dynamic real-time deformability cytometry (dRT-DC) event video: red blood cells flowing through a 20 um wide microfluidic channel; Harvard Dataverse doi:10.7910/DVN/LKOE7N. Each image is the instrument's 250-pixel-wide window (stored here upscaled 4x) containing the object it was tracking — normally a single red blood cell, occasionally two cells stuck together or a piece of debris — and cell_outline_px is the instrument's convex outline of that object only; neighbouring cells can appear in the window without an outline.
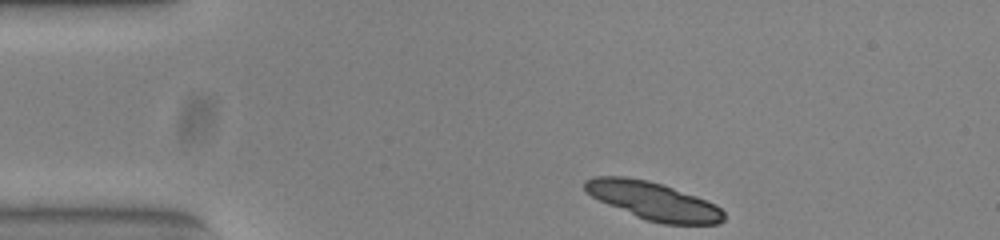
{"species": "common noctule bat (a hibernating species)", "species_latin": "Nyctalus noctula", "temperature_condition": "warm", "stored_images_in_passage": 36, "camera_frame_rate_fps": 3000, "um_per_image_px": 0.085, "animal": {"sex": "female", "body_mass_g": 23.0, "forearm_length_mm": 53.4}, "frame": {"image": 1, "passage_image": 1, "time_ms": 0.0, "image_size_px": [1000, 240], "cell_outline_px": [[724, 220], [720, 224], [664, 224], [648, 220], [636, 216], [608, 204], [592, 196], [584, 188], [584, 180], [592, 176], [624, 176], [648, 180], [664, 184], [696, 196], [716, 204], [724, 212]], "centroid_in_image_um": [55.55, 17.06], "position_along_channel_um": 29.4, "area_um2": 30.58}}
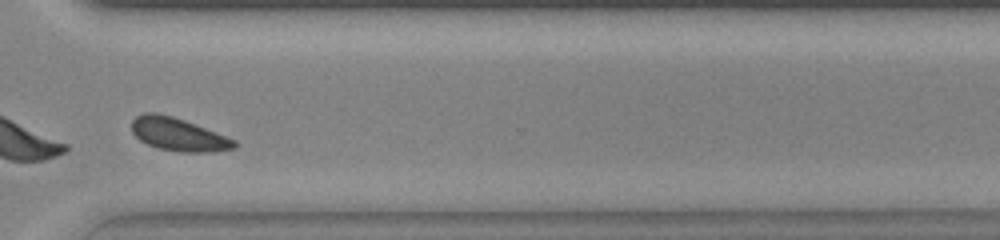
{"frame": {"image": 2, "passage_image": 32, "time_ms": 10.333, "image_size_px": [1000, 240], "cell_outline_px": [[240, 144], [236, 148], [208, 152], [180, 152], [156, 148], [140, 140], [132, 132], [132, 120], [136, 116], [144, 112], [156, 112], [172, 116], [184, 120], [236, 140]], "centroid_in_image_um": [15.16, 11.43], "position_along_channel_um": 355.4, "area_um2": 19.77}, "authors_computed_cell_mechanics": {"area_um2": 19.3341, "velocity_mm_per_s": 3.7674, "shape_relaxation_time_tau1_ms": 0.7775, "shape_relaxation_time_tau2_ms": null, "deformation_change_tau1": 0.0382, "deformation_change_tau2": null}}